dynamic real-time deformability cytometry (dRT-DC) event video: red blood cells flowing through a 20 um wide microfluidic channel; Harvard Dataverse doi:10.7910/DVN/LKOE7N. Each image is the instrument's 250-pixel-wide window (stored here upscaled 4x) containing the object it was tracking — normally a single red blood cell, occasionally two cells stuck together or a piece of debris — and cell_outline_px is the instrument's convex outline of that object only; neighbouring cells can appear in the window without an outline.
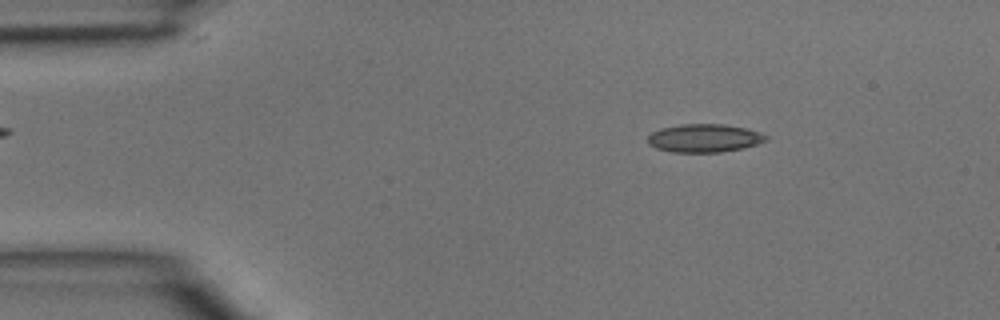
{"species": "common noctule bat (a hibernating species)", "species_latin": "Nyctalus noctula", "temperature_condition": "room temperature", "stored_images_in_passage": 44, "camera_frame_rate_fps": 3000, "um_per_image_px": 0.085, "animal": {"sex": "male", "body_mass_g": 15.6}, "frame": {"image": 1, "passage_image": 6, "time_ms": 1.667, "image_size_px": [1000, 320], "cell_outline_px": [[768, 140], [744, 148], [720, 152], [672, 152], [656, 148], [648, 144], [648, 136], [652, 132], [660, 128], [680, 124], [724, 124], [744, 128], [760, 132], [768, 136]], "centroid_in_image_um": [59.86, 11.74], "position_along_channel_um": 25.1, "area_um2": 19.48}}
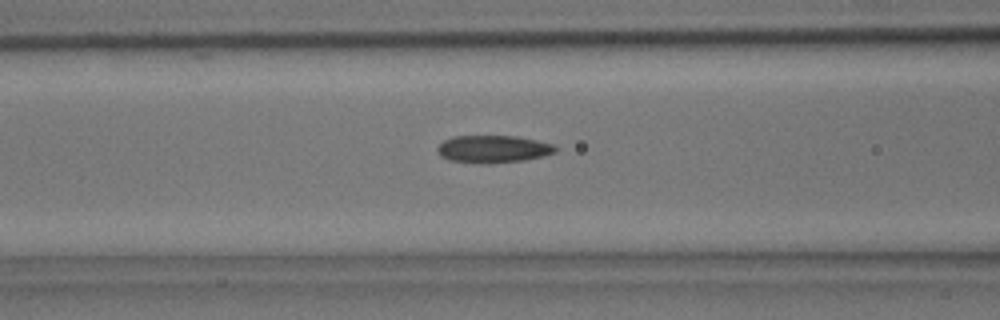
{"frame": {"image": 2, "passage_image": 17, "time_ms": 5.333, "image_size_px": [1000, 320], "cell_outline_px": [[560, 148], [556, 152], [544, 156], [524, 160], [448, 160], [440, 156], [436, 148], [444, 140], [452, 136], [516, 136], [536, 140], [552, 144]], "centroid_in_image_um": [41.96, 12.61], "position_along_channel_um": 124.6, "area_um2": 17.92}}
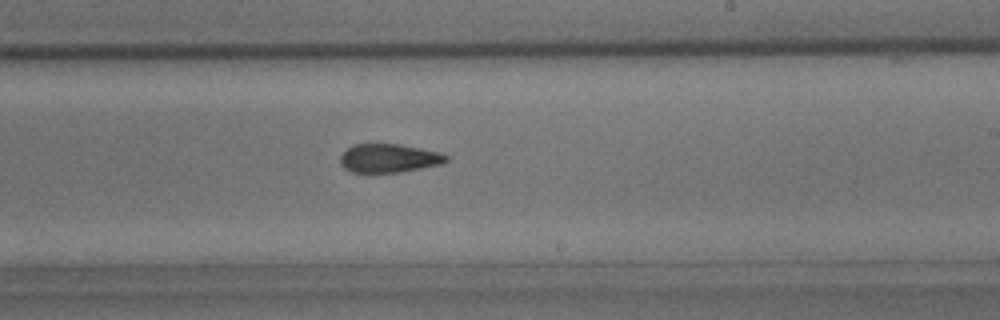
{"frame": {"image": 3, "passage_image": 26, "time_ms": 8.333, "image_size_px": [1000, 320], "cell_outline_px": [[448, 160], [444, 164], [400, 172], [352, 172], [344, 168], [340, 164], [340, 156], [352, 144], [400, 144], [440, 152], [448, 156]], "centroid_in_image_um": [33.08, 13.44], "position_along_channel_um": 255.9, "area_um2": 17.74}}